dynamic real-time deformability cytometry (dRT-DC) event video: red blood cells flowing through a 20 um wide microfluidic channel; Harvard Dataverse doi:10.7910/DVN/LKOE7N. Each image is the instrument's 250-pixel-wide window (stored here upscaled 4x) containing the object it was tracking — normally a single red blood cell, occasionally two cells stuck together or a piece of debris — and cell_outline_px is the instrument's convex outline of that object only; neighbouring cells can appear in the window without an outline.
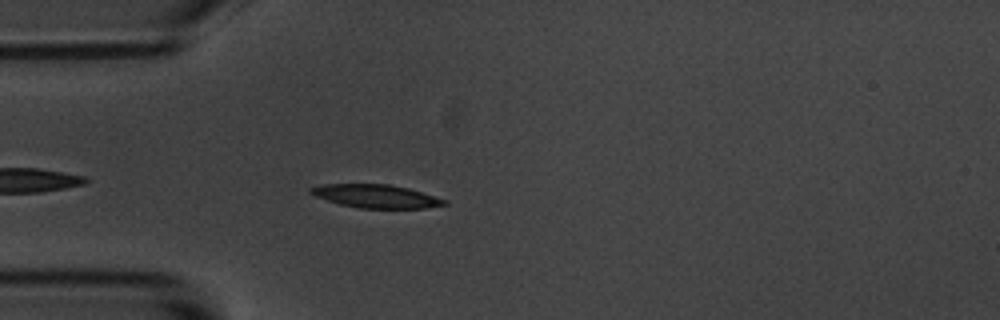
{"species": "common noctule bat (a hibernating species)", "species_latin": "Nyctalus noctula", "temperature_condition": "room temperature", "stored_images_in_passage": 5, "camera_frame_rate_fps": 3000, "um_per_image_px": 0.085, "animal": {"sex": "male", "body_mass_g": 20.1, "forearm_length_mm": 53.5}, "frame": {"image": 1, "passage_image": 5, "time_ms": 4.667, "image_size_px": [1000, 320], "cell_outline_px": [[448, 204], [424, 208], [360, 208], [340, 204], [316, 196], [308, 192], [308, 188], [324, 184], [388, 184], [408, 188], [448, 200]], "centroid_in_image_um": [31.97, 16.67], "position_along_channel_um": 53.0, "area_um2": 18.03}}